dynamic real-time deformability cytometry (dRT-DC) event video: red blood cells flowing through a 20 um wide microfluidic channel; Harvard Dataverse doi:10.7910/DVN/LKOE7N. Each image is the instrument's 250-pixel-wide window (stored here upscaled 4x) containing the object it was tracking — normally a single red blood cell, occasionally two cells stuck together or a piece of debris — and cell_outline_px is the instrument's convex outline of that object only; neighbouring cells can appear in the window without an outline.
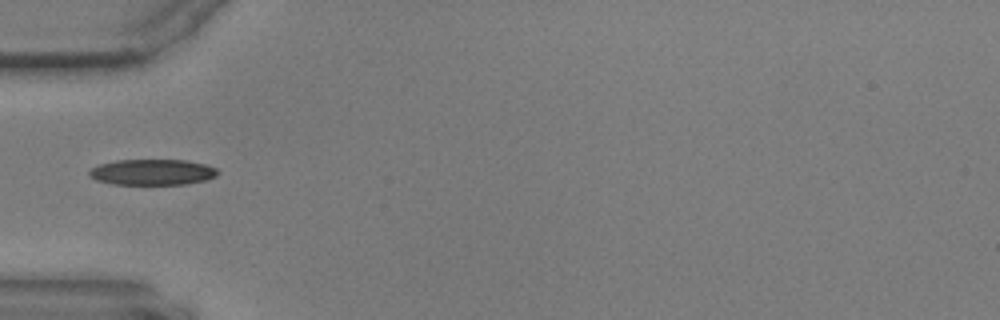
{"species": "common noctule bat (a hibernating species)", "species_latin": "Nyctalus noctula", "temperature_condition": "warm", "stored_images_in_passage": 40, "camera_frame_rate_fps": 3000, "um_per_image_px": 0.085, "animal": {"sex": "male", "body_mass_g": 17.9, "forearm_length_mm": 54.2}, "frame": {"image": 1, "passage_image": 1, "time_ms": 0.0, "image_size_px": [1000, 320], "cell_outline_px": [[220, 172], [216, 176], [204, 180], [184, 184], [112, 184], [96, 180], [88, 176], [88, 172], [92, 168], [100, 164], [116, 160], [184, 160], [204, 164], [216, 168]], "centroid_in_image_um": [12.93, 14.63], "position_along_channel_um": 72.1, "area_um2": 19.25}}
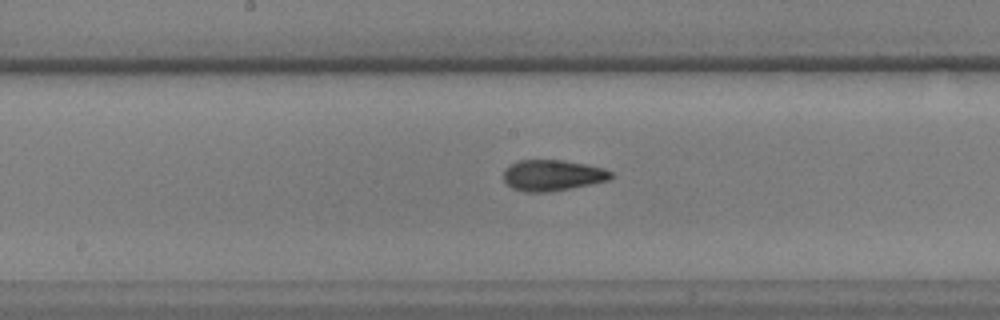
{"frame": {"image": 2, "passage_image": 12, "time_ms": 3.667, "image_size_px": [1000, 320], "cell_outline_px": [[612, 176], [608, 180], [592, 184], [572, 188], [548, 192], [524, 192], [512, 188], [504, 180], [504, 168], [520, 160], [564, 160], [604, 168], [612, 172]], "centroid_in_image_um": [46.96, 14.9], "position_along_channel_um": 201.2, "area_um2": 19.36}}
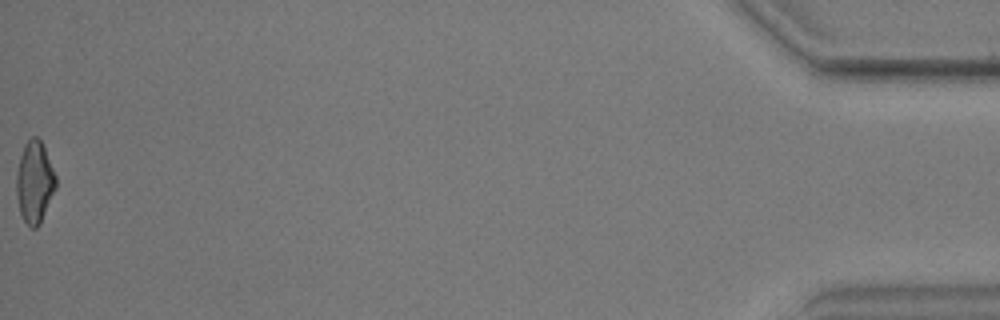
{"frame": {"image": 3, "passage_image": 40, "time_ms": 13.0, "image_size_px": [1000, 320], "cell_outline_px": [[56, 188], [40, 224], [36, 228], [32, 228], [24, 220], [20, 212], [16, 196], [16, 172], [20, 156], [24, 144], [32, 136], [36, 136], [40, 140], [44, 148], [56, 176]], "centroid_in_image_um": [2.93, 15.48], "position_along_channel_um": 432.3, "area_um2": 18.73}}